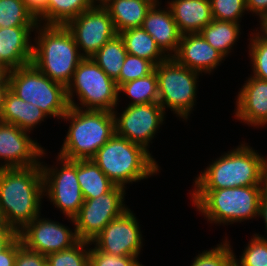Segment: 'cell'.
<instances>
[{
	"label": "cell",
	"mask_w": 267,
	"mask_h": 266,
	"mask_svg": "<svg viewBox=\"0 0 267 266\" xmlns=\"http://www.w3.org/2000/svg\"><path fill=\"white\" fill-rule=\"evenodd\" d=\"M43 196L40 165L0 169V212L17 234L41 214Z\"/></svg>",
	"instance_id": "6da1fadb"
},
{
	"label": "cell",
	"mask_w": 267,
	"mask_h": 266,
	"mask_svg": "<svg viewBox=\"0 0 267 266\" xmlns=\"http://www.w3.org/2000/svg\"><path fill=\"white\" fill-rule=\"evenodd\" d=\"M193 183L194 189L267 186V158L246 142L240 143L212 160Z\"/></svg>",
	"instance_id": "7a4b0ae2"
},
{
	"label": "cell",
	"mask_w": 267,
	"mask_h": 266,
	"mask_svg": "<svg viewBox=\"0 0 267 266\" xmlns=\"http://www.w3.org/2000/svg\"><path fill=\"white\" fill-rule=\"evenodd\" d=\"M34 33L31 63L45 76L66 87L84 58L72 33L65 25L45 24H38Z\"/></svg>",
	"instance_id": "3957f363"
},
{
	"label": "cell",
	"mask_w": 267,
	"mask_h": 266,
	"mask_svg": "<svg viewBox=\"0 0 267 266\" xmlns=\"http://www.w3.org/2000/svg\"><path fill=\"white\" fill-rule=\"evenodd\" d=\"M267 186L193 189L191 201L211 224L231 225L259 218L260 201Z\"/></svg>",
	"instance_id": "277c9868"
},
{
	"label": "cell",
	"mask_w": 267,
	"mask_h": 266,
	"mask_svg": "<svg viewBox=\"0 0 267 266\" xmlns=\"http://www.w3.org/2000/svg\"><path fill=\"white\" fill-rule=\"evenodd\" d=\"M91 160L115 185L125 188L127 184L156 176L161 169L152 153L116 134Z\"/></svg>",
	"instance_id": "5b68a950"
},
{
	"label": "cell",
	"mask_w": 267,
	"mask_h": 266,
	"mask_svg": "<svg viewBox=\"0 0 267 266\" xmlns=\"http://www.w3.org/2000/svg\"><path fill=\"white\" fill-rule=\"evenodd\" d=\"M63 119L70 125L58 156L67 160L91 159L115 134L110 111L69 107Z\"/></svg>",
	"instance_id": "8992f818"
},
{
	"label": "cell",
	"mask_w": 267,
	"mask_h": 266,
	"mask_svg": "<svg viewBox=\"0 0 267 266\" xmlns=\"http://www.w3.org/2000/svg\"><path fill=\"white\" fill-rule=\"evenodd\" d=\"M75 94L79 104L74 100ZM66 95L70 107L83 110L113 112L120 102L116 82L91 57L83 58L78 64L66 86Z\"/></svg>",
	"instance_id": "52a82bcc"
},
{
	"label": "cell",
	"mask_w": 267,
	"mask_h": 266,
	"mask_svg": "<svg viewBox=\"0 0 267 266\" xmlns=\"http://www.w3.org/2000/svg\"><path fill=\"white\" fill-rule=\"evenodd\" d=\"M8 80L14 94L39 107L48 117L60 120L70 107L66 87L45 76L32 63L9 70Z\"/></svg>",
	"instance_id": "ba28073f"
},
{
	"label": "cell",
	"mask_w": 267,
	"mask_h": 266,
	"mask_svg": "<svg viewBox=\"0 0 267 266\" xmlns=\"http://www.w3.org/2000/svg\"><path fill=\"white\" fill-rule=\"evenodd\" d=\"M158 83V103L164 111L171 109L179 119L186 122L196 105L200 73L180 65L168 57L154 68Z\"/></svg>",
	"instance_id": "9c48e42d"
},
{
	"label": "cell",
	"mask_w": 267,
	"mask_h": 266,
	"mask_svg": "<svg viewBox=\"0 0 267 266\" xmlns=\"http://www.w3.org/2000/svg\"><path fill=\"white\" fill-rule=\"evenodd\" d=\"M56 160V166L49 165L48 167L43 161L40 164L43 174L44 197L47 196L63 215L73 219L84 203L77 179V160H67L60 156H57Z\"/></svg>",
	"instance_id": "30bf717a"
},
{
	"label": "cell",
	"mask_w": 267,
	"mask_h": 266,
	"mask_svg": "<svg viewBox=\"0 0 267 266\" xmlns=\"http://www.w3.org/2000/svg\"><path fill=\"white\" fill-rule=\"evenodd\" d=\"M127 188L116 185L111 191L95 199H86L78 214L71 220L79 240L92 242L112 220L120 217L129 207L125 204ZM126 205V206H125Z\"/></svg>",
	"instance_id": "8fae6325"
},
{
	"label": "cell",
	"mask_w": 267,
	"mask_h": 266,
	"mask_svg": "<svg viewBox=\"0 0 267 266\" xmlns=\"http://www.w3.org/2000/svg\"><path fill=\"white\" fill-rule=\"evenodd\" d=\"M113 115L115 134L142 146L148 152L150 143L166 118V112L159 103L127 105L121 114L115 108Z\"/></svg>",
	"instance_id": "7c38bea8"
},
{
	"label": "cell",
	"mask_w": 267,
	"mask_h": 266,
	"mask_svg": "<svg viewBox=\"0 0 267 266\" xmlns=\"http://www.w3.org/2000/svg\"><path fill=\"white\" fill-rule=\"evenodd\" d=\"M72 33L80 54L92 57L117 32L108 11L103 6H92L65 25Z\"/></svg>",
	"instance_id": "4fadbf2b"
},
{
	"label": "cell",
	"mask_w": 267,
	"mask_h": 266,
	"mask_svg": "<svg viewBox=\"0 0 267 266\" xmlns=\"http://www.w3.org/2000/svg\"><path fill=\"white\" fill-rule=\"evenodd\" d=\"M139 223L135 213L129 208L120 217L109 222L91 244L99 251L109 254L139 257L143 250Z\"/></svg>",
	"instance_id": "5bb4252c"
},
{
	"label": "cell",
	"mask_w": 267,
	"mask_h": 266,
	"mask_svg": "<svg viewBox=\"0 0 267 266\" xmlns=\"http://www.w3.org/2000/svg\"><path fill=\"white\" fill-rule=\"evenodd\" d=\"M31 132L0 121V169L40 165L46 149L32 140ZM2 160V161H1Z\"/></svg>",
	"instance_id": "9a60e30c"
},
{
	"label": "cell",
	"mask_w": 267,
	"mask_h": 266,
	"mask_svg": "<svg viewBox=\"0 0 267 266\" xmlns=\"http://www.w3.org/2000/svg\"><path fill=\"white\" fill-rule=\"evenodd\" d=\"M73 231L60 222L38 215L18 236L28 250L47 256L75 245L79 239Z\"/></svg>",
	"instance_id": "2e32d148"
},
{
	"label": "cell",
	"mask_w": 267,
	"mask_h": 266,
	"mask_svg": "<svg viewBox=\"0 0 267 266\" xmlns=\"http://www.w3.org/2000/svg\"><path fill=\"white\" fill-rule=\"evenodd\" d=\"M235 105V119L251 127H266L267 80L249 76L238 92Z\"/></svg>",
	"instance_id": "e0dca14e"
},
{
	"label": "cell",
	"mask_w": 267,
	"mask_h": 266,
	"mask_svg": "<svg viewBox=\"0 0 267 266\" xmlns=\"http://www.w3.org/2000/svg\"><path fill=\"white\" fill-rule=\"evenodd\" d=\"M173 58L190 70L210 74L225 61V57L213 48L200 33L181 36L179 48Z\"/></svg>",
	"instance_id": "ac0fdd59"
},
{
	"label": "cell",
	"mask_w": 267,
	"mask_h": 266,
	"mask_svg": "<svg viewBox=\"0 0 267 266\" xmlns=\"http://www.w3.org/2000/svg\"><path fill=\"white\" fill-rule=\"evenodd\" d=\"M35 29L36 26L0 28V65L11 70L32 62L33 39L30 35Z\"/></svg>",
	"instance_id": "d6986e66"
},
{
	"label": "cell",
	"mask_w": 267,
	"mask_h": 266,
	"mask_svg": "<svg viewBox=\"0 0 267 266\" xmlns=\"http://www.w3.org/2000/svg\"><path fill=\"white\" fill-rule=\"evenodd\" d=\"M155 3L148 10L142 28L155 40L157 46L167 57H173L179 48L182 34L167 6Z\"/></svg>",
	"instance_id": "ffe728a7"
},
{
	"label": "cell",
	"mask_w": 267,
	"mask_h": 266,
	"mask_svg": "<svg viewBox=\"0 0 267 266\" xmlns=\"http://www.w3.org/2000/svg\"><path fill=\"white\" fill-rule=\"evenodd\" d=\"M167 3L182 35L200 33L213 20L210 0H170Z\"/></svg>",
	"instance_id": "44dd1931"
},
{
	"label": "cell",
	"mask_w": 267,
	"mask_h": 266,
	"mask_svg": "<svg viewBox=\"0 0 267 266\" xmlns=\"http://www.w3.org/2000/svg\"><path fill=\"white\" fill-rule=\"evenodd\" d=\"M46 117L47 115L39 107L23 101L10 89L7 91L0 115L1 122L13 124L20 129L32 132Z\"/></svg>",
	"instance_id": "7402d4cb"
},
{
	"label": "cell",
	"mask_w": 267,
	"mask_h": 266,
	"mask_svg": "<svg viewBox=\"0 0 267 266\" xmlns=\"http://www.w3.org/2000/svg\"><path fill=\"white\" fill-rule=\"evenodd\" d=\"M153 4L151 0H109L103 7L108 11L119 34L127 29L142 27Z\"/></svg>",
	"instance_id": "603a6c76"
},
{
	"label": "cell",
	"mask_w": 267,
	"mask_h": 266,
	"mask_svg": "<svg viewBox=\"0 0 267 266\" xmlns=\"http://www.w3.org/2000/svg\"><path fill=\"white\" fill-rule=\"evenodd\" d=\"M77 179L84 200L95 199L116 186L91 159L77 160Z\"/></svg>",
	"instance_id": "cb8c5ba5"
},
{
	"label": "cell",
	"mask_w": 267,
	"mask_h": 266,
	"mask_svg": "<svg viewBox=\"0 0 267 266\" xmlns=\"http://www.w3.org/2000/svg\"><path fill=\"white\" fill-rule=\"evenodd\" d=\"M119 34L124 41L127 54L146 59L154 66L168 58L142 27L127 29Z\"/></svg>",
	"instance_id": "d4e9b609"
},
{
	"label": "cell",
	"mask_w": 267,
	"mask_h": 266,
	"mask_svg": "<svg viewBox=\"0 0 267 266\" xmlns=\"http://www.w3.org/2000/svg\"><path fill=\"white\" fill-rule=\"evenodd\" d=\"M239 23L212 20L204 27L200 34L204 39L225 58L232 52L242 30Z\"/></svg>",
	"instance_id": "484cf974"
},
{
	"label": "cell",
	"mask_w": 267,
	"mask_h": 266,
	"mask_svg": "<svg viewBox=\"0 0 267 266\" xmlns=\"http://www.w3.org/2000/svg\"><path fill=\"white\" fill-rule=\"evenodd\" d=\"M127 55L120 34L108 40L91 58L119 87V75Z\"/></svg>",
	"instance_id": "4316f807"
},
{
	"label": "cell",
	"mask_w": 267,
	"mask_h": 266,
	"mask_svg": "<svg viewBox=\"0 0 267 266\" xmlns=\"http://www.w3.org/2000/svg\"><path fill=\"white\" fill-rule=\"evenodd\" d=\"M92 6L89 0H48L46 10L37 21L42 25H66Z\"/></svg>",
	"instance_id": "83f0119b"
},
{
	"label": "cell",
	"mask_w": 267,
	"mask_h": 266,
	"mask_svg": "<svg viewBox=\"0 0 267 266\" xmlns=\"http://www.w3.org/2000/svg\"><path fill=\"white\" fill-rule=\"evenodd\" d=\"M125 93L130 99L128 105L158 103V83L155 70L146 77L128 81L118 87V96Z\"/></svg>",
	"instance_id": "f1b7e54d"
},
{
	"label": "cell",
	"mask_w": 267,
	"mask_h": 266,
	"mask_svg": "<svg viewBox=\"0 0 267 266\" xmlns=\"http://www.w3.org/2000/svg\"><path fill=\"white\" fill-rule=\"evenodd\" d=\"M37 25V19L23 0H0V28Z\"/></svg>",
	"instance_id": "f546056e"
},
{
	"label": "cell",
	"mask_w": 267,
	"mask_h": 266,
	"mask_svg": "<svg viewBox=\"0 0 267 266\" xmlns=\"http://www.w3.org/2000/svg\"><path fill=\"white\" fill-rule=\"evenodd\" d=\"M91 245L90 242L79 240L71 248L50 253L46 256L47 266H89Z\"/></svg>",
	"instance_id": "4dcf8cb0"
},
{
	"label": "cell",
	"mask_w": 267,
	"mask_h": 266,
	"mask_svg": "<svg viewBox=\"0 0 267 266\" xmlns=\"http://www.w3.org/2000/svg\"><path fill=\"white\" fill-rule=\"evenodd\" d=\"M220 244L209 250H204L194 257L190 266H234V251L230 240L225 237Z\"/></svg>",
	"instance_id": "1f68e13d"
},
{
	"label": "cell",
	"mask_w": 267,
	"mask_h": 266,
	"mask_svg": "<svg viewBox=\"0 0 267 266\" xmlns=\"http://www.w3.org/2000/svg\"><path fill=\"white\" fill-rule=\"evenodd\" d=\"M252 35V36H251ZM249 48L250 64H252L251 76L258 79L267 80V40L264 39L257 30L251 31Z\"/></svg>",
	"instance_id": "d6a6232c"
},
{
	"label": "cell",
	"mask_w": 267,
	"mask_h": 266,
	"mask_svg": "<svg viewBox=\"0 0 267 266\" xmlns=\"http://www.w3.org/2000/svg\"><path fill=\"white\" fill-rule=\"evenodd\" d=\"M240 260L234 255V266H267V239L253 233Z\"/></svg>",
	"instance_id": "836d02e7"
},
{
	"label": "cell",
	"mask_w": 267,
	"mask_h": 266,
	"mask_svg": "<svg viewBox=\"0 0 267 266\" xmlns=\"http://www.w3.org/2000/svg\"><path fill=\"white\" fill-rule=\"evenodd\" d=\"M214 20L241 23L246 13V0H210Z\"/></svg>",
	"instance_id": "e575fe53"
},
{
	"label": "cell",
	"mask_w": 267,
	"mask_h": 266,
	"mask_svg": "<svg viewBox=\"0 0 267 266\" xmlns=\"http://www.w3.org/2000/svg\"><path fill=\"white\" fill-rule=\"evenodd\" d=\"M155 66L148 60L127 54L119 75V86L131 80L148 76Z\"/></svg>",
	"instance_id": "d590c367"
},
{
	"label": "cell",
	"mask_w": 267,
	"mask_h": 266,
	"mask_svg": "<svg viewBox=\"0 0 267 266\" xmlns=\"http://www.w3.org/2000/svg\"><path fill=\"white\" fill-rule=\"evenodd\" d=\"M138 257L118 256L99 251L95 247L89 251V266H144Z\"/></svg>",
	"instance_id": "8d00e7d4"
},
{
	"label": "cell",
	"mask_w": 267,
	"mask_h": 266,
	"mask_svg": "<svg viewBox=\"0 0 267 266\" xmlns=\"http://www.w3.org/2000/svg\"><path fill=\"white\" fill-rule=\"evenodd\" d=\"M15 266H47V258L22 245L17 251Z\"/></svg>",
	"instance_id": "74e56055"
},
{
	"label": "cell",
	"mask_w": 267,
	"mask_h": 266,
	"mask_svg": "<svg viewBox=\"0 0 267 266\" xmlns=\"http://www.w3.org/2000/svg\"><path fill=\"white\" fill-rule=\"evenodd\" d=\"M22 245L20 237L17 236L0 252V266H15L17 251Z\"/></svg>",
	"instance_id": "f35d334b"
},
{
	"label": "cell",
	"mask_w": 267,
	"mask_h": 266,
	"mask_svg": "<svg viewBox=\"0 0 267 266\" xmlns=\"http://www.w3.org/2000/svg\"><path fill=\"white\" fill-rule=\"evenodd\" d=\"M18 234L5 222L0 224V252L5 249Z\"/></svg>",
	"instance_id": "ab89813d"
},
{
	"label": "cell",
	"mask_w": 267,
	"mask_h": 266,
	"mask_svg": "<svg viewBox=\"0 0 267 266\" xmlns=\"http://www.w3.org/2000/svg\"><path fill=\"white\" fill-rule=\"evenodd\" d=\"M248 13L256 14L259 20L267 15V0H246Z\"/></svg>",
	"instance_id": "60d3db41"
},
{
	"label": "cell",
	"mask_w": 267,
	"mask_h": 266,
	"mask_svg": "<svg viewBox=\"0 0 267 266\" xmlns=\"http://www.w3.org/2000/svg\"><path fill=\"white\" fill-rule=\"evenodd\" d=\"M23 2L37 19L46 10L48 0H23Z\"/></svg>",
	"instance_id": "b9f144b4"
},
{
	"label": "cell",
	"mask_w": 267,
	"mask_h": 266,
	"mask_svg": "<svg viewBox=\"0 0 267 266\" xmlns=\"http://www.w3.org/2000/svg\"><path fill=\"white\" fill-rule=\"evenodd\" d=\"M259 217L262 218L264 220L265 223V229H266V234H267V188L265 189V191L263 192V195L261 197V201H260V209H259ZM255 235L266 238L267 239V235H261V234H257L255 233ZM266 236V237H265Z\"/></svg>",
	"instance_id": "7bdbcfd3"
},
{
	"label": "cell",
	"mask_w": 267,
	"mask_h": 266,
	"mask_svg": "<svg viewBox=\"0 0 267 266\" xmlns=\"http://www.w3.org/2000/svg\"><path fill=\"white\" fill-rule=\"evenodd\" d=\"M8 72L4 65H0V86H9Z\"/></svg>",
	"instance_id": "ee69618b"
},
{
	"label": "cell",
	"mask_w": 267,
	"mask_h": 266,
	"mask_svg": "<svg viewBox=\"0 0 267 266\" xmlns=\"http://www.w3.org/2000/svg\"><path fill=\"white\" fill-rule=\"evenodd\" d=\"M259 22L260 26L258 28L260 31L258 30V28L256 30L264 39L267 40V15L262 17Z\"/></svg>",
	"instance_id": "f6af8a7d"
},
{
	"label": "cell",
	"mask_w": 267,
	"mask_h": 266,
	"mask_svg": "<svg viewBox=\"0 0 267 266\" xmlns=\"http://www.w3.org/2000/svg\"><path fill=\"white\" fill-rule=\"evenodd\" d=\"M8 90H9V86H0V115L3 111L4 99H5V95Z\"/></svg>",
	"instance_id": "bcb514c9"
},
{
	"label": "cell",
	"mask_w": 267,
	"mask_h": 266,
	"mask_svg": "<svg viewBox=\"0 0 267 266\" xmlns=\"http://www.w3.org/2000/svg\"><path fill=\"white\" fill-rule=\"evenodd\" d=\"M93 6H104L109 0H89Z\"/></svg>",
	"instance_id": "7dc6e473"
},
{
	"label": "cell",
	"mask_w": 267,
	"mask_h": 266,
	"mask_svg": "<svg viewBox=\"0 0 267 266\" xmlns=\"http://www.w3.org/2000/svg\"><path fill=\"white\" fill-rule=\"evenodd\" d=\"M3 222H4V219H3L2 215H1V212H0V224L3 223Z\"/></svg>",
	"instance_id": "c3c4849f"
},
{
	"label": "cell",
	"mask_w": 267,
	"mask_h": 266,
	"mask_svg": "<svg viewBox=\"0 0 267 266\" xmlns=\"http://www.w3.org/2000/svg\"><path fill=\"white\" fill-rule=\"evenodd\" d=\"M154 4L155 3H161V1L159 2V0H151Z\"/></svg>",
	"instance_id": "681fc988"
}]
</instances>
